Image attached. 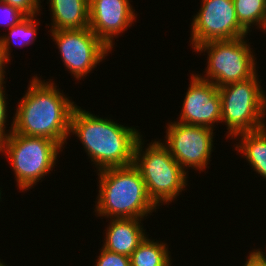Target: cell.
Instances as JSON below:
<instances>
[{
  "label": "cell",
  "instance_id": "obj_4",
  "mask_svg": "<svg viewBox=\"0 0 266 266\" xmlns=\"http://www.w3.org/2000/svg\"><path fill=\"white\" fill-rule=\"evenodd\" d=\"M143 135L134 149V165L139 169L149 198L159 208L170 205L186 190L188 174L158 138L144 146ZM145 147V148H144Z\"/></svg>",
  "mask_w": 266,
  "mask_h": 266
},
{
  "label": "cell",
  "instance_id": "obj_19",
  "mask_svg": "<svg viewBox=\"0 0 266 266\" xmlns=\"http://www.w3.org/2000/svg\"><path fill=\"white\" fill-rule=\"evenodd\" d=\"M27 15L13 7L12 5L0 1V26L7 27L9 30L14 25H17L24 20Z\"/></svg>",
  "mask_w": 266,
  "mask_h": 266
},
{
  "label": "cell",
  "instance_id": "obj_24",
  "mask_svg": "<svg viewBox=\"0 0 266 266\" xmlns=\"http://www.w3.org/2000/svg\"><path fill=\"white\" fill-rule=\"evenodd\" d=\"M8 61L4 58L3 54L0 51V84L5 83L6 67H8ZM6 65V66H5Z\"/></svg>",
  "mask_w": 266,
  "mask_h": 266
},
{
  "label": "cell",
  "instance_id": "obj_6",
  "mask_svg": "<svg viewBox=\"0 0 266 266\" xmlns=\"http://www.w3.org/2000/svg\"><path fill=\"white\" fill-rule=\"evenodd\" d=\"M259 77L257 71L246 80L219 87L221 123L227 127V139L266 126V92Z\"/></svg>",
  "mask_w": 266,
  "mask_h": 266
},
{
  "label": "cell",
  "instance_id": "obj_27",
  "mask_svg": "<svg viewBox=\"0 0 266 266\" xmlns=\"http://www.w3.org/2000/svg\"><path fill=\"white\" fill-rule=\"evenodd\" d=\"M0 266H8L7 264H5V262H1V259H0Z\"/></svg>",
  "mask_w": 266,
  "mask_h": 266
},
{
  "label": "cell",
  "instance_id": "obj_25",
  "mask_svg": "<svg viewBox=\"0 0 266 266\" xmlns=\"http://www.w3.org/2000/svg\"><path fill=\"white\" fill-rule=\"evenodd\" d=\"M265 248H266V247H265ZM256 250L259 252L260 255H262V256L266 259V253H265V250H263L264 252H263L262 249H260V248H258V249L256 248Z\"/></svg>",
  "mask_w": 266,
  "mask_h": 266
},
{
  "label": "cell",
  "instance_id": "obj_14",
  "mask_svg": "<svg viewBox=\"0 0 266 266\" xmlns=\"http://www.w3.org/2000/svg\"><path fill=\"white\" fill-rule=\"evenodd\" d=\"M51 12L49 31L89 27V0H47Z\"/></svg>",
  "mask_w": 266,
  "mask_h": 266
},
{
  "label": "cell",
  "instance_id": "obj_20",
  "mask_svg": "<svg viewBox=\"0 0 266 266\" xmlns=\"http://www.w3.org/2000/svg\"><path fill=\"white\" fill-rule=\"evenodd\" d=\"M94 266H131L130 257L101 247Z\"/></svg>",
  "mask_w": 266,
  "mask_h": 266
},
{
  "label": "cell",
  "instance_id": "obj_16",
  "mask_svg": "<svg viewBox=\"0 0 266 266\" xmlns=\"http://www.w3.org/2000/svg\"><path fill=\"white\" fill-rule=\"evenodd\" d=\"M37 16L38 15L27 16L20 23L11 27L8 32L9 34H0V51L8 62H11L13 58L10 57L13 48L12 45L22 48L28 45L30 46L35 42L39 26Z\"/></svg>",
  "mask_w": 266,
  "mask_h": 266
},
{
  "label": "cell",
  "instance_id": "obj_8",
  "mask_svg": "<svg viewBox=\"0 0 266 266\" xmlns=\"http://www.w3.org/2000/svg\"><path fill=\"white\" fill-rule=\"evenodd\" d=\"M48 32L65 69L77 81L85 79L112 52L89 27Z\"/></svg>",
  "mask_w": 266,
  "mask_h": 266
},
{
  "label": "cell",
  "instance_id": "obj_10",
  "mask_svg": "<svg viewBox=\"0 0 266 266\" xmlns=\"http://www.w3.org/2000/svg\"><path fill=\"white\" fill-rule=\"evenodd\" d=\"M191 21L190 45L245 37L248 33L238 22L233 0H201Z\"/></svg>",
  "mask_w": 266,
  "mask_h": 266
},
{
  "label": "cell",
  "instance_id": "obj_11",
  "mask_svg": "<svg viewBox=\"0 0 266 266\" xmlns=\"http://www.w3.org/2000/svg\"><path fill=\"white\" fill-rule=\"evenodd\" d=\"M190 75L180 117L176 121L214 129L220 124L222 115L219 87L201 79L196 73Z\"/></svg>",
  "mask_w": 266,
  "mask_h": 266
},
{
  "label": "cell",
  "instance_id": "obj_12",
  "mask_svg": "<svg viewBox=\"0 0 266 266\" xmlns=\"http://www.w3.org/2000/svg\"><path fill=\"white\" fill-rule=\"evenodd\" d=\"M136 16L131 0H89V28L110 50L116 47L113 38L125 33Z\"/></svg>",
  "mask_w": 266,
  "mask_h": 266
},
{
  "label": "cell",
  "instance_id": "obj_28",
  "mask_svg": "<svg viewBox=\"0 0 266 266\" xmlns=\"http://www.w3.org/2000/svg\"><path fill=\"white\" fill-rule=\"evenodd\" d=\"M1 195H3V194H2V191H1V187H0V202H1V199H2L1 198L2 196Z\"/></svg>",
  "mask_w": 266,
  "mask_h": 266
},
{
  "label": "cell",
  "instance_id": "obj_5",
  "mask_svg": "<svg viewBox=\"0 0 266 266\" xmlns=\"http://www.w3.org/2000/svg\"><path fill=\"white\" fill-rule=\"evenodd\" d=\"M62 147L45 137L27 136L11 132L0 141V154H5L15 174L16 187L25 192L48 176L56 165Z\"/></svg>",
  "mask_w": 266,
  "mask_h": 266
},
{
  "label": "cell",
  "instance_id": "obj_1",
  "mask_svg": "<svg viewBox=\"0 0 266 266\" xmlns=\"http://www.w3.org/2000/svg\"><path fill=\"white\" fill-rule=\"evenodd\" d=\"M41 78L37 74L31 77L27 92L24 91L14 109L12 132L45 137L64 149L69 139L71 115L77 104L60 91L53 79Z\"/></svg>",
  "mask_w": 266,
  "mask_h": 266
},
{
  "label": "cell",
  "instance_id": "obj_23",
  "mask_svg": "<svg viewBox=\"0 0 266 266\" xmlns=\"http://www.w3.org/2000/svg\"><path fill=\"white\" fill-rule=\"evenodd\" d=\"M249 252L246 256L247 261L242 266H266V259L256 249H252Z\"/></svg>",
  "mask_w": 266,
  "mask_h": 266
},
{
  "label": "cell",
  "instance_id": "obj_15",
  "mask_svg": "<svg viewBox=\"0 0 266 266\" xmlns=\"http://www.w3.org/2000/svg\"><path fill=\"white\" fill-rule=\"evenodd\" d=\"M237 144H234V150L242 154L258 176L266 179V126L252 131L241 133L234 138Z\"/></svg>",
  "mask_w": 266,
  "mask_h": 266
},
{
  "label": "cell",
  "instance_id": "obj_13",
  "mask_svg": "<svg viewBox=\"0 0 266 266\" xmlns=\"http://www.w3.org/2000/svg\"><path fill=\"white\" fill-rule=\"evenodd\" d=\"M103 248L118 254L130 256L148 235L139 218L108 219Z\"/></svg>",
  "mask_w": 266,
  "mask_h": 266
},
{
  "label": "cell",
  "instance_id": "obj_22",
  "mask_svg": "<svg viewBox=\"0 0 266 266\" xmlns=\"http://www.w3.org/2000/svg\"><path fill=\"white\" fill-rule=\"evenodd\" d=\"M24 12L27 16L40 15L41 0H0Z\"/></svg>",
  "mask_w": 266,
  "mask_h": 266
},
{
  "label": "cell",
  "instance_id": "obj_2",
  "mask_svg": "<svg viewBox=\"0 0 266 266\" xmlns=\"http://www.w3.org/2000/svg\"><path fill=\"white\" fill-rule=\"evenodd\" d=\"M135 128L76 106L71 115L69 136L79 138L96 172L134 164V149L142 135Z\"/></svg>",
  "mask_w": 266,
  "mask_h": 266
},
{
  "label": "cell",
  "instance_id": "obj_7",
  "mask_svg": "<svg viewBox=\"0 0 266 266\" xmlns=\"http://www.w3.org/2000/svg\"><path fill=\"white\" fill-rule=\"evenodd\" d=\"M246 37L198 45L192 52H199V55L206 52L207 67L203 71L206 74L198 72L197 75L217 87L252 77L258 71L257 58Z\"/></svg>",
  "mask_w": 266,
  "mask_h": 266
},
{
  "label": "cell",
  "instance_id": "obj_3",
  "mask_svg": "<svg viewBox=\"0 0 266 266\" xmlns=\"http://www.w3.org/2000/svg\"><path fill=\"white\" fill-rule=\"evenodd\" d=\"M96 173L99 178L93 211L96 217L146 220L159 209L149 198L141 173L134 164L106 168Z\"/></svg>",
  "mask_w": 266,
  "mask_h": 266
},
{
  "label": "cell",
  "instance_id": "obj_18",
  "mask_svg": "<svg viewBox=\"0 0 266 266\" xmlns=\"http://www.w3.org/2000/svg\"><path fill=\"white\" fill-rule=\"evenodd\" d=\"M233 2L238 22L248 33L252 32L254 26L256 29L263 27L266 19V0H233Z\"/></svg>",
  "mask_w": 266,
  "mask_h": 266
},
{
  "label": "cell",
  "instance_id": "obj_21",
  "mask_svg": "<svg viewBox=\"0 0 266 266\" xmlns=\"http://www.w3.org/2000/svg\"><path fill=\"white\" fill-rule=\"evenodd\" d=\"M4 84H6V82L0 84V141L5 139L13 131V120L10 125L11 127H8L11 129L8 130L6 129L7 128L6 125H9L7 124V121H8V112L10 111H8V106H7L9 103V101L7 100L8 94L5 92L6 86Z\"/></svg>",
  "mask_w": 266,
  "mask_h": 266
},
{
  "label": "cell",
  "instance_id": "obj_17",
  "mask_svg": "<svg viewBox=\"0 0 266 266\" xmlns=\"http://www.w3.org/2000/svg\"><path fill=\"white\" fill-rule=\"evenodd\" d=\"M168 247L167 243L147 235L129 256L131 266H172Z\"/></svg>",
  "mask_w": 266,
  "mask_h": 266
},
{
  "label": "cell",
  "instance_id": "obj_9",
  "mask_svg": "<svg viewBox=\"0 0 266 266\" xmlns=\"http://www.w3.org/2000/svg\"><path fill=\"white\" fill-rule=\"evenodd\" d=\"M165 139L162 141L172 157L186 171L191 167L195 171L205 172L209 169L214 146L215 129L169 121L166 126ZM214 147V148H213Z\"/></svg>",
  "mask_w": 266,
  "mask_h": 266
},
{
  "label": "cell",
  "instance_id": "obj_26",
  "mask_svg": "<svg viewBox=\"0 0 266 266\" xmlns=\"http://www.w3.org/2000/svg\"><path fill=\"white\" fill-rule=\"evenodd\" d=\"M261 31H262L264 34H266V19H265V22H264V25H263Z\"/></svg>",
  "mask_w": 266,
  "mask_h": 266
}]
</instances>
